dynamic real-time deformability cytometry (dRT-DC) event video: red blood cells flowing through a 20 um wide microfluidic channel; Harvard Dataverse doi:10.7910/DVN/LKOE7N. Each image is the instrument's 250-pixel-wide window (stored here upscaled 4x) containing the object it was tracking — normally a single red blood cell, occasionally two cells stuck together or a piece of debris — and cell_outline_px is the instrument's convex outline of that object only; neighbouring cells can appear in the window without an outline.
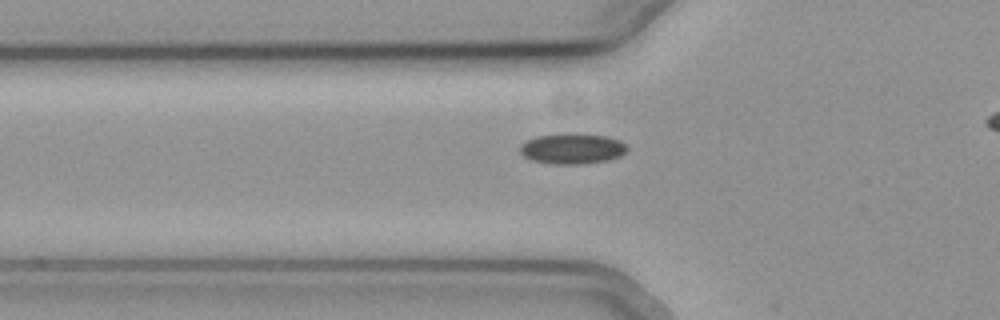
{"species": "common noctule bat (a hibernating species)", "species_latin": "Nyctalus noctula", "temperature_condition": "cold", "stored_images_in_passage": 35, "camera_frame_rate_fps": 3000, "um_per_image_px": 0.085, "animal": {"sex": "female", "body_mass_g": 19.3, "forearm_length_mm": 54.1}, "frame": {"image": 1, "passage_image": 6, "time_ms": 1.667, "image_size_px": [1000, 320], "cell_outline_px": [[628, 148], [620, 156], [608, 160], [584, 164], [552, 164], [532, 160], [524, 156], [520, 152], [520, 144], [536, 136], [564, 132], [580, 132], [604, 136], [620, 140]], "centroid_in_image_um": [48.62, 12.61], "position_along_channel_um": 77.2, "area_um2": 19.42}}
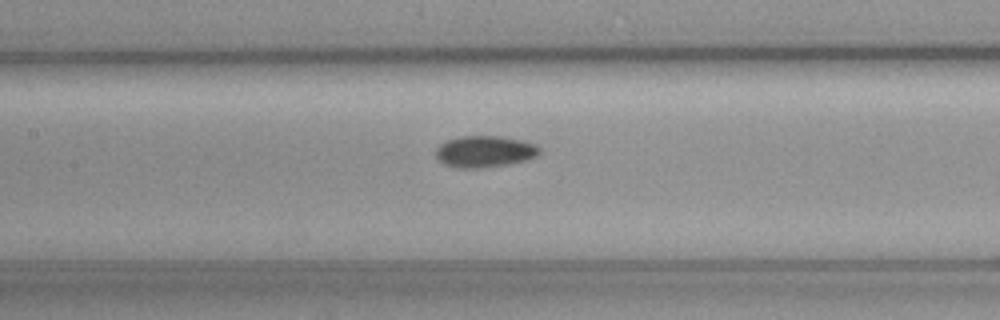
{"frame": {"image": 2, "passage_image": 13, "time_ms": 4.0, "image_size_px": [1000, 320], "cell_outline_px": [[540, 152], [536, 156], [524, 160], [508, 164], [480, 168], [456, 168], [444, 164], [436, 156], [436, 148], [440, 144], [448, 140], [460, 136], [500, 136], [524, 140], [536, 144], [540, 148]], "centroid_in_image_um": [41.2, 12.87], "position_along_channel_um": 166.2, "area_um2": 19.07}}
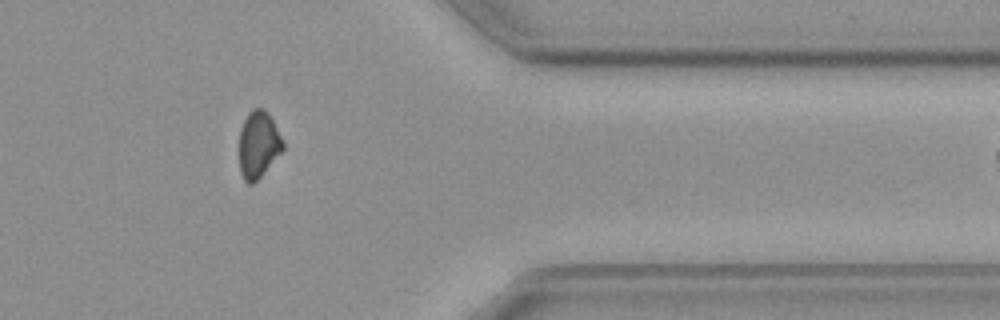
{"frame": {"image": 3, "passage_image": 32, "time_ms": 10.333, "image_size_px": [1000, 320], "cell_outline_px": [[284, 148], [260, 176], [252, 184], [248, 184], [244, 180], [240, 172], [240, 128], [248, 112], [252, 108], [264, 108], [272, 120], [284, 144]], "centroid_in_image_um": [21.94, 12.27], "position_along_channel_um": 389.5, "area_um2": 16.65}}